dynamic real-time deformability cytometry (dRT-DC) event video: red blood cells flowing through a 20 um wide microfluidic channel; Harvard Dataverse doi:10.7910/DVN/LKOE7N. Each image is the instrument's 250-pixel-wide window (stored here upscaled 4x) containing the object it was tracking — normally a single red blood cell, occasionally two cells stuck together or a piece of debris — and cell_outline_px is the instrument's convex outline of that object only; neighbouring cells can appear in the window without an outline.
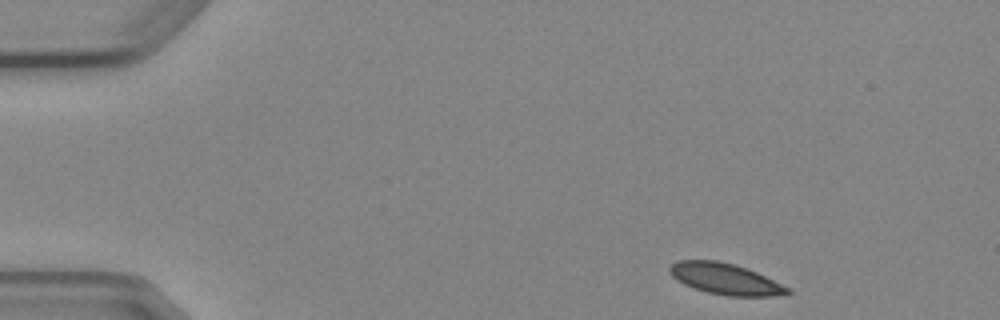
{"species": "Egyptian fruit bat (a non-hibernating species)", "species_latin": "Rousettus aegyptiacus", "temperature_condition": "cold", "stored_images_in_passage": 3, "camera_frame_rate_fps": 3000, "um_per_image_px": 0.085, "animal": {"sex": "female"}, "frame": {"image": 1, "passage_image": 1, "time_ms": 0.0, "image_size_px": [1000, 320], "cell_outline_px": [[792, 292], [772, 296], [728, 296], [708, 292], [684, 284], [676, 280], [668, 272], [668, 268], [676, 260], [716, 260], [732, 264], [756, 272], [788, 288]], "centroid_in_image_um": [61.57, 23.7], "position_along_channel_um": 23.4, "area_um2": 20.98}}